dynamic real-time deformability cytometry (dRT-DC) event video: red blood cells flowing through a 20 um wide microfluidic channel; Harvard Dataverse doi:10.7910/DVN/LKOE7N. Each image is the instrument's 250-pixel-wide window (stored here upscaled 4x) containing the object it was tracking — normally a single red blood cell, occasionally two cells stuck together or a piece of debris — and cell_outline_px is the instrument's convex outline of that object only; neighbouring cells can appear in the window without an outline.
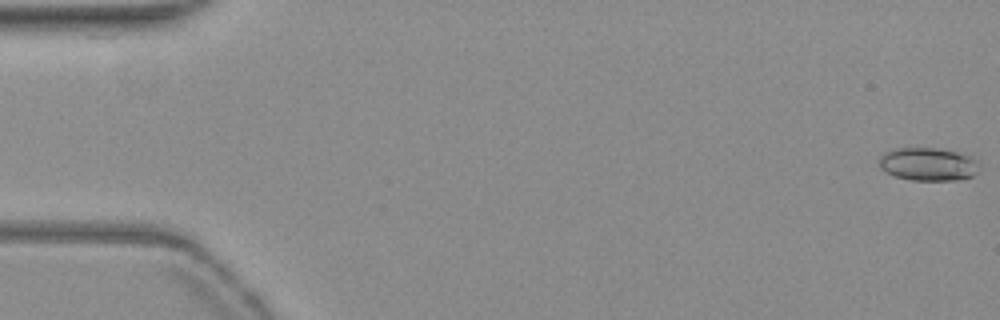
{"species": "common noctule bat (a hibernating species)", "species_latin": "Nyctalus noctula", "temperature_condition": "warm", "stored_images_in_passage": 54, "camera_frame_rate_fps": 3000, "um_per_image_px": 0.085, "animal": {"sex": "female", "body_mass_g": 19.3, "forearm_length_mm": 54.1}, "frame": {"image": 1, "passage_image": 1, "time_ms": 0.0, "image_size_px": [1000, 320], "cell_outline_px": [[976, 172], [972, 176], [960, 180], [912, 180], [896, 176], [880, 168], [880, 156], [884, 152], [900, 148], [932, 148], [956, 152], [968, 156], [976, 160]], "centroid_in_image_um": [78.86, 13.96], "position_along_channel_um": 6.1, "area_um2": 18.84}}
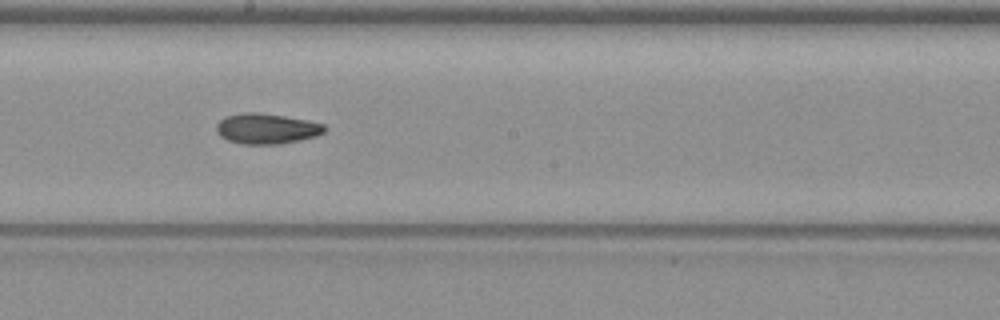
{"frame": {"image": 2, "passage_image": 30, "time_ms": 9.667, "image_size_px": [1000, 320], "cell_outline_px": [[328, 128], [324, 132], [316, 136], [300, 140], [280, 144], [240, 144], [228, 140], [220, 136], [216, 132], [216, 124], [220, 120], [228, 116], [244, 112], [256, 112], [284, 116], [308, 120], [324, 124]], "centroid_in_image_um": [22.67, 10.94], "position_along_channel_um": 225.5, "area_um2": 19.25}}
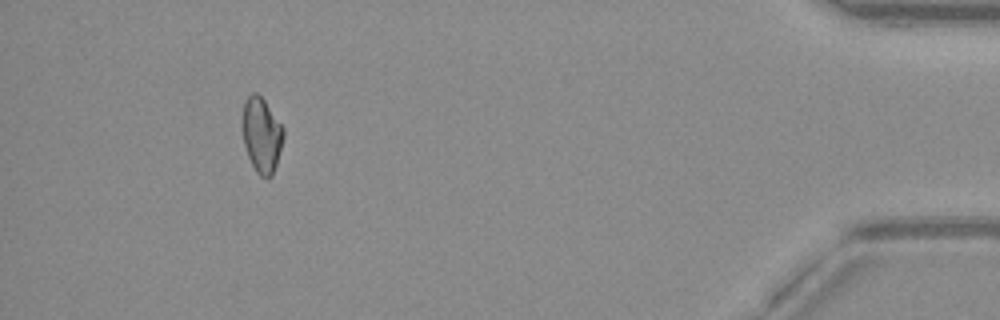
{"frame": {"image": 3, "passage_image": 50, "time_ms": 16.333, "image_size_px": [1000, 320], "cell_outline_px": [[284, 136], [276, 164], [272, 176], [260, 176], [256, 172], [248, 156], [244, 144], [240, 124], [240, 120], [244, 100], [252, 92], [256, 92], [264, 100], [284, 128]], "centroid_in_image_um": [22.19, 11.42], "position_along_channel_um": 413.0, "area_um2": 18.15}, "authors_computed_cell_mechanics": {"area_um2": 18.6405, "velocity_mm_per_s": 3.8378, "shape_relaxation_time_tau1_ms": null, "shape_relaxation_time_tau2_ms": 5.3489, "deformation_change_tau1": null, "deformation_change_tau2": 0.1028}}